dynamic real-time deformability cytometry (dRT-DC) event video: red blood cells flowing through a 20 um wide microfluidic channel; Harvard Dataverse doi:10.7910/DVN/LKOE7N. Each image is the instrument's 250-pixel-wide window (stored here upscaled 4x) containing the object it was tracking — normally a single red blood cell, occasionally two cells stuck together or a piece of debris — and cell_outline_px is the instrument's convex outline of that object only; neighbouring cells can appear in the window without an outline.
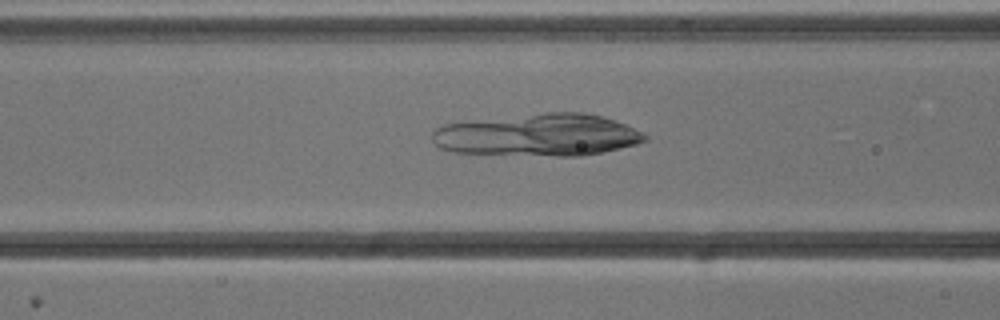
{"species": "common noctule bat (a hibernating species)", "species_latin": "Nyctalus noctula", "temperature_condition": "cold", "stored_images_in_passage": 53, "camera_frame_rate_fps": 3000, "um_per_image_px": 0.085, "animal": {"sex": "male", "body_mass_g": 13.3}, "frame": {"image": 1, "passage_image": 21, "time_ms": 6.667, "image_size_px": [1000, 320], "cell_outline_px": [[648, 140], [636, 144], [620, 148], [584, 156], [556, 156], [452, 152], [440, 148], [432, 140], [432, 132], [436, 128], [444, 124], [548, 112], [584, 112], [604, 116], [644, 132], [648, 136]], "centroid_in_image_um": [45.78, 11.48], "position_along_channel_um": 120.8, "area_um2": 52.31}}
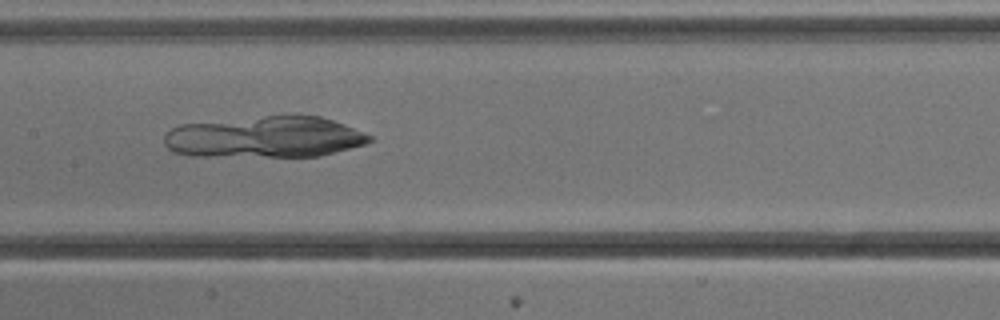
{"frame": {"image": 2, "passage_image": 26, "time_ms": 8.333, "image_size_px": [1000, 320], "cell_outline_px": [[372, 140], [364, 144], [320, 156], [188, 156], [172, 152], [164, 144], [164, 136], [172, 128], [180, 124], [284, 112], [288, 112], [320, 116], [332, 120], [372, 136]], "centroid_in_image_um": [22.46, 11.61], "position_along_channel_um": 184.9, "area_um2": 50.63}}
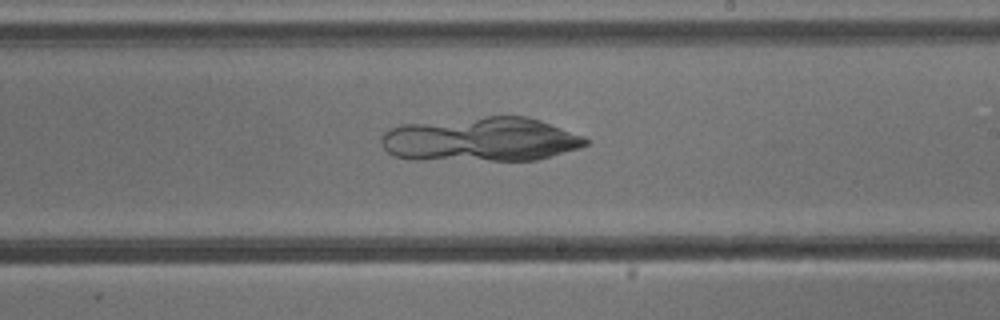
{"frame": {"image": 3, "passage_image": 31, "time_ms": 10.0, "image_size_px": [1000, 320], "cell_outline_px": [[588, 144], [580, 148], [552, 156], [536, 160], [416, 160], [392, 156], [384, 148], [380, 140], [384, 132], [388, 128], [400, 124], [484, 116], [528, 116], [540, 120], [584, 136], [588, 140]], "centroid_in_image_um": [40.84, 11.85], "position_along_channel_um": 248.2, "area_um2": 53.29}}